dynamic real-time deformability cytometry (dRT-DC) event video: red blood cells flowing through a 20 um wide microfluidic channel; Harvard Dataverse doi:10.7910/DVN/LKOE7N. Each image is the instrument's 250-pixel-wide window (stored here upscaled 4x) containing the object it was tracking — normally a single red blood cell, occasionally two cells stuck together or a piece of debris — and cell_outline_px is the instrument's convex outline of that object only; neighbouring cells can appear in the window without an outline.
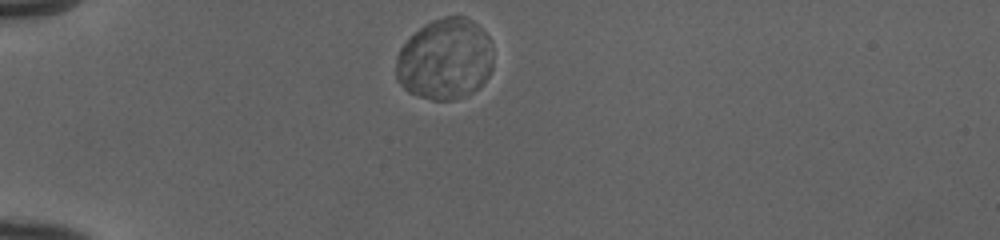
{"species": "human", "species_latin": "Homo sapiens", "temperature_condition": "cold", "stored_images_in_passage": 39, "camera_frame_rate_fps": 3000, "um_per_image_px": 0.085, "donor": {"sex": "female"}, "frame": {"image": 1, "passage_image": 1, "time_ms": 0.0, "image_size_px": [1000, 240], "cell_outline_px": [[492, 68], [488, 76], [476, 88], [452, 100], [432, 100], [408, 92], [396, 80], [396, 56], [400, 48], [424, 24], [432, 20], [444, 16], [464, 16], [472, 20], [488, 36], [492, 48]], "centroid_in_image_um": [37.8, 5.01], "position_along_channel_um": 47.2, "area_um2": 45.66}}
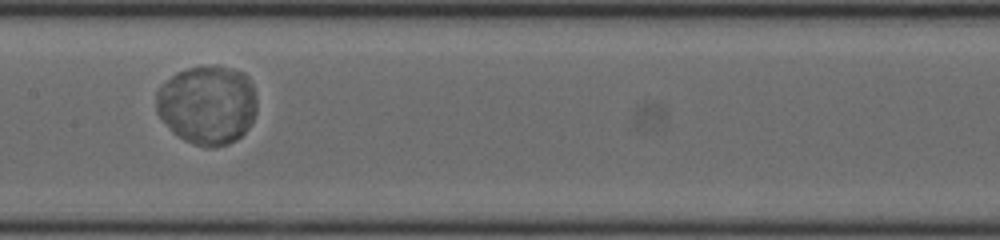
{"frame": {"image": 2, "passage_image": 15, "time_ms": 4.667, "image_size_px": [1000, 240], "cell_outline_px": [[256, 112], [252, 124], [236, 140], [228, 144], [212, 148], [204, 148], [184, 140], [172, 132], [156, 112], [156, 92], [160, 84], [176, 72], [188, 68], [216, 64], [232, 68], [244, 72], [248, 76], [252, 84], [256, 96]], "centroid_in_image_um": [17.62, 8.9], "position_along_channel_um": 189.8, "area_um2": 47.28}}
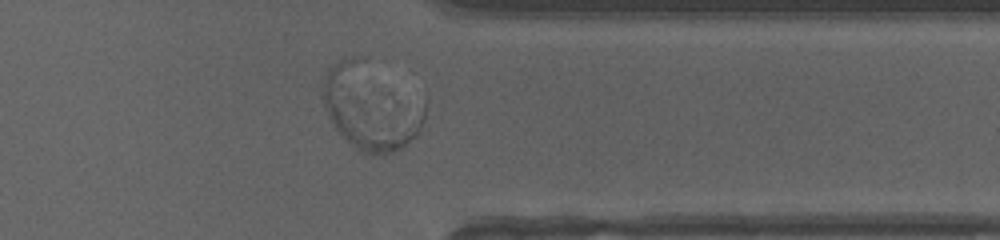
{"frame": {"image": 3, "passage_image": 30, "time_ms": 9.667, "image_size_px": [1000, 240], "cell_outline_px": [[428, 104], [424, 120], [416, 136], [404, 148], [384, 156], [372, 156], [356, 148], [336, 128], [320, 96], [324, 80], [328, 68], [332, 64], [340, 60], [352, 56], [364, 56], [428, 96]], "centroid_in_image_um": [31.67, 9.0], "position_along_channel_um": 379.7, "area_um2": 53.7}, "authors_computed_cell_mechanics": {"area_um2": 46.6446, "velocity_mm_per_s": 3.7968, "shape_relaxation_time_tau1_ms": 1.1337, "shape_relaxation_time_tau2_ms": null, "deformation_change_tau1": 0.0145, "deformation_change_tau2": null}}